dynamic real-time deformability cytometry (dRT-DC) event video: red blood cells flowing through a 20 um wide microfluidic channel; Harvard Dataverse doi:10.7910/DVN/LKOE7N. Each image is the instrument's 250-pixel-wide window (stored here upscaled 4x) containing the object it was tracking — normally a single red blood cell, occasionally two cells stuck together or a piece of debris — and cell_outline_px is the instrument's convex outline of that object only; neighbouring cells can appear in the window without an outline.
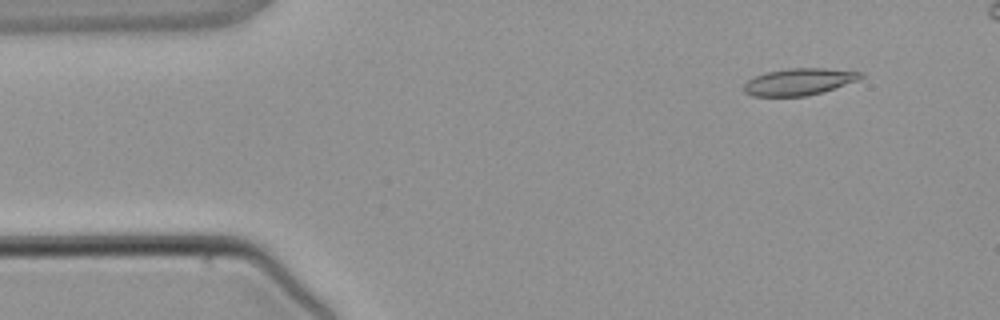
{"species": "common noctule bat (a hibernating species)", "species_latin": "Nyctalus noctula", "temperature_condition": "warm", "stored_images_in_passage": 4, "camera_frame_rate_fps": 3000, "um_per_image_px": 0.085, "animal": {"sex": "male", "body_mass_g": 21.5, "forearm_length_mm": 52.0}, "frame": {"image": 1, "passage_image": 1, "time_ms": 0.0, "image_size_px": [1000, 320], "cell_outline_px": [[864, 76], [860, 80], [820, 92], [804, 96], [752, 96], [744, 92], [744, 84], [748, 80], [756, 76], [768, 72], [788, 68], [828, 68], [864, 72]], "centroid_in_image_um": [67.96, 6.94], "position_along_channel_um": 17.0, "area_um2": 18.21}}